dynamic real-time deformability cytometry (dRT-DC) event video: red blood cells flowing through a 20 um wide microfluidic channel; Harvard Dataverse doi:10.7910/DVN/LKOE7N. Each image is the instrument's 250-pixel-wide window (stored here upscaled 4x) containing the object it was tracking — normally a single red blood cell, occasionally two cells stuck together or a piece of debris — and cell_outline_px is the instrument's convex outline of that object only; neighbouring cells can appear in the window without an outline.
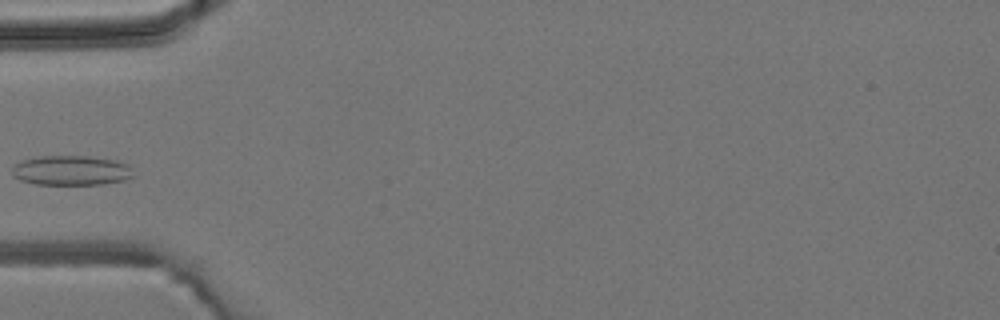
{"species": "common noctule bat (a hibernating species)", "species_latin": "Nyctalus noctula", "temperature_condition": "room temperature", "stored_images_in_passage": 2, "camera_frame_rate_fps": 3000, "um_per_image_px": 0.085, "animal": {"sex": "male", "body_mass_g": 19.2, "forearm_length_mm": 51.8}, "frame": {"image": 1, "passage_image": 2, "time_ms": 1.333, "image_size_px": [1000, 320], "cell_outline_px": [[136, 176], [124, 180], [104, 184], [36, 184], [20, 180], [12, 176], [12, 168], [16, 164], [24, 160], [40, 156], [88, 156], [116, 160], [128, 164]], "centroid_in_image_um": [6.09, 14.49], "position_along_channel_um": 78.9, "area_um2": 21.1}}